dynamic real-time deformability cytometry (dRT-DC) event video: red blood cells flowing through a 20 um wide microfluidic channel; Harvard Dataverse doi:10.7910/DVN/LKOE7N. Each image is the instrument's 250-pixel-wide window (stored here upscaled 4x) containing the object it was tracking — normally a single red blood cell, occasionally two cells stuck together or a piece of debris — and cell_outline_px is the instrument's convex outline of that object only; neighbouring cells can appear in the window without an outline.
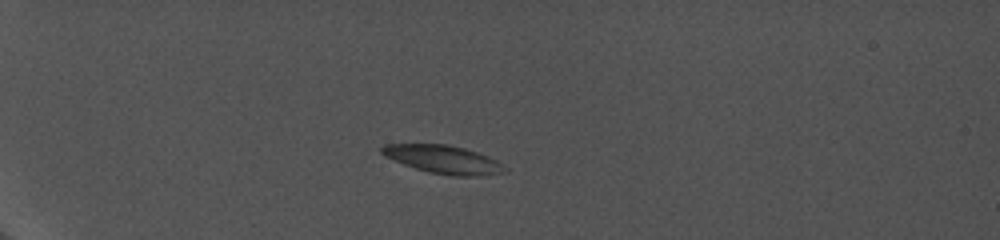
{"species": "common noctule bat (a hibernating species)", "species_latin": "Nyctalus noctula", "temperature_condition": "cold", "stored_images_in_passage": 23, "camera_frame_rate_fps": 5000, "um_per_image_px": 0.085, "animal": {"sex": "female", "body_mass_g": 19.0, "forearm_length_mm": 56.7}, "frame": {"image": 1, "passage_image": 1, "time_ms": 0.0, "image_size_px": [1000, 240], "cell_outline_px": [[508, 172], [480, 176], [452, 176], [428, 172], [404, 164], [384, 156], [380, 152], [380, 148], [384, 144], [448, 144], [464, 148], [488, 156], [496, 160], [508, 168]], "centroid_in_image_um": [37.71, 13.56], "position_along_channel_um": 47.3, "area_um2": 20.29}}
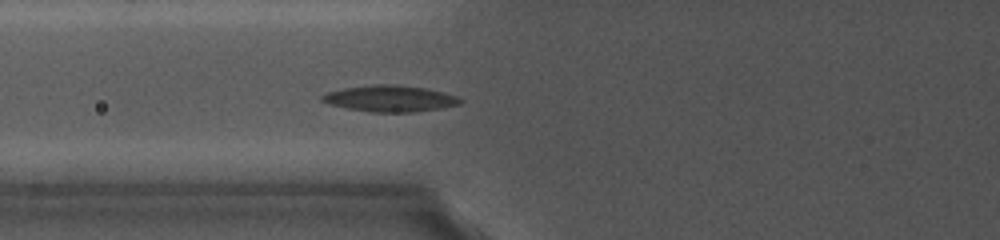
{"frame": {"image": 2, "passage_image": 6, "time_ms": 3.0, "image_size_px": [1000, 240], "cell_outline_px": [[464, 100], [460, 104], [440, 108], [412, 112], [372, 112], [348, 108], [332, 104], [320, 100], [320, 96], [328, 92], [344, 88], [372, 84], [396, 84], [424, 88], [456, 96]], "centroid_in_image_um": [33.14, 8.37], "position_along_channel_um": 92.7, "area_um2": 20.92}}
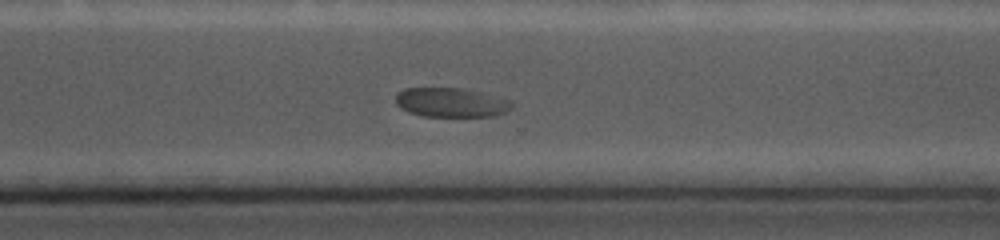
{"frame": {"image": 3, "passage_image": 16, "time_ms": 9.6, "image_size_px": [1000, 240], "cell_outline_px": [[516, 104], [508, 112], [496, 116], [424, 116], [408, 112], [400, 108], [396, 104], [396, 92], [404, 88], [464, 88], [484, 92], [512, 100]], "centroid_in_image_um": [38.41, 8.7], "position_along_channel_um": 332.2, "area_um2": 20.35}}